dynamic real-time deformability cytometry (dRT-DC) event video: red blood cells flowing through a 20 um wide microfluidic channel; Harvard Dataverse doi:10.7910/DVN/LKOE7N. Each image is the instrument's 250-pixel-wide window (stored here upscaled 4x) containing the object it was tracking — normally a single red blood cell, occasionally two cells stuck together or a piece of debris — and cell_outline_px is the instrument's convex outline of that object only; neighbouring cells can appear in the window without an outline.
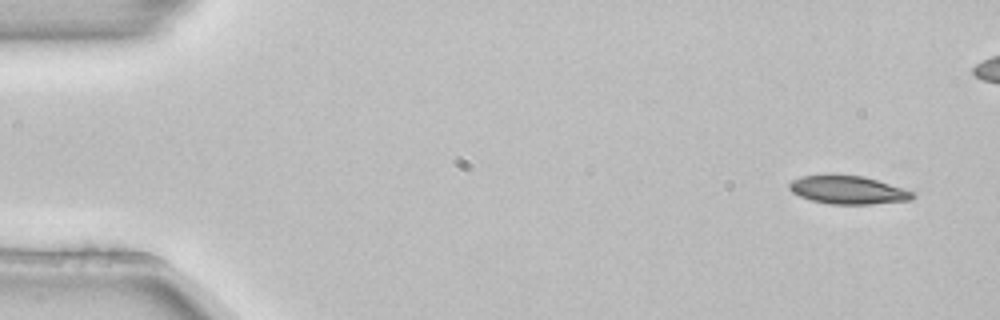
{"species": "common noctule bat (a hibernating species)", "species_latin": "Nyctalus noctula", "temperature_condition": "room temperature", "stored_images_in_passage": 8, "camera_frame_rate_fps": 3000, "um_per_image_px": 0.085, "animal": {"sex": "female", "body_mass_g": 22.7, "forearm_length_mm": 54.2}, "frame": {"image": 1, "passage_image": 1, "time_ms": 0.0, "image_size_px": [1000, 320], "cell_outline_px": [[916, 196], [912, 200], [872, 204], [832, 204], [812, 200], [800, 196], [792, 192], [788, 188], [788, 184], [792, 180], [800, 176], [824, 172], [836, 172], [864, 176], [904, 188], [912, 192]], "centroid_in_image_um": [72.03, 16.09], "position_along_channel_um": 13.0, "area_um2": 21.1}}